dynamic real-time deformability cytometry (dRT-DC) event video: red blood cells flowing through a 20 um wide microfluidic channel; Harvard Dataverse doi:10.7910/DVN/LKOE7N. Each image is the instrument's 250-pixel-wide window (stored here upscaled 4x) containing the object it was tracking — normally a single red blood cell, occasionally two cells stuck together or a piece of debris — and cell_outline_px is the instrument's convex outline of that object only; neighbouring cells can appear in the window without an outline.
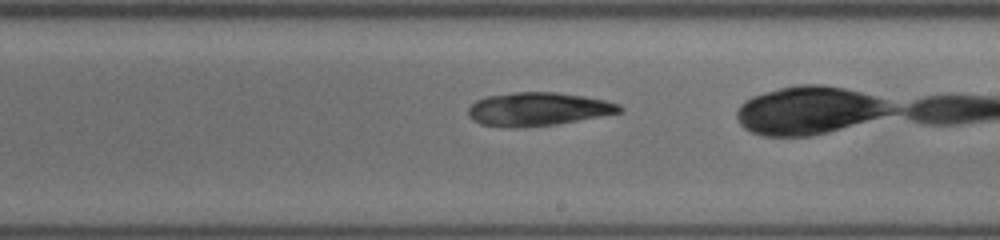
{"species": "common noctule bat (a hibernating species)", "species_latin": "Nyctalus noctula", "temperature_condition": "cold", "stored_images_in_passage": 39, "camera_frame_rate_fps": 3000, "um_per_image_px": 0.085, "animal": {"sex": "female", "body_mass_g": 19.5, "forearm_length_mm": 54.1}, "frame": {"image": 1, "passage_image": 27, "time_ms": 6.333, "image_size_px": [1000, 240], "cell_outline_px": [[624, 108], [620, 112], [556, 124], [480, 124], [468, 112], [468, 108], [476, 100], [488, 96], [512, 92], [556, 92], [584, 96], [604, 100], [616, 104]], "centroid_in_image_um": [45.78, 9.21], "position_along_channel_um": 243.2, "area_um2": 27.86}}
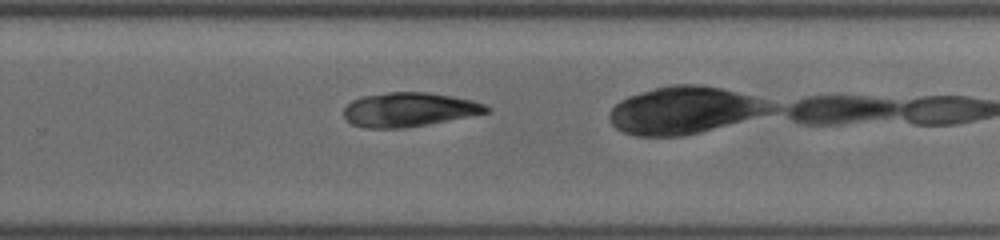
{"frame": {"image": 2, "passage_image": 33, "time_ms": 7.667, "image_size_px": [1000, 240], "cell_outline_px": [[488, 112], [404, 128], [368, 128], [352, 124], [344, 116], [344, 108], [352, 100], [360, 96], [388, 92], [428, 92], [452, 96], [472, 100], [484, 104], [488, 108]], "centroid_in_image_um": [34.71, 9.3], "position_along_channel_um": 295.1, "area_um2": 27.98}}